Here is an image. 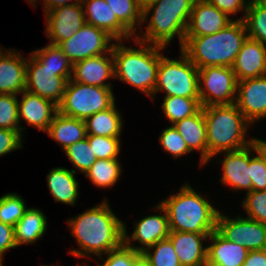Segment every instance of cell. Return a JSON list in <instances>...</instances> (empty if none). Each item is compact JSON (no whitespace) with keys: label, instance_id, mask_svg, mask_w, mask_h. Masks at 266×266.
<instances>
[{"label":"cell","instance_id":"6da1fadb","mask_svg":"<svg viewBox=\"0 0 266 266\" xmlns=\"http://www.w3.org/2000/svg\"><path fill=\"white\" fill-rule=\"evenodd\" d=\"M72 236L79 249L69 254L76 257H90L107 254L123 243V222L113 213L107 199L81 214L67 220Z\"/></svg>","mask_w":266,"mask_h":266},{"label":"cell","instance_id":"7a4b0ae2","mask_svg":"<svg viewBox=\"0 0 266 266\" xmlns=\"http://www.w3.org/2000/svg\"><path fill=\"white\" fill-rule=\"evenodd\" d=\"M247 37L244 20L236 19L217 33L185 36L180 49L198 69L207 66L232 67Z\"/></svg>","mask_w":266,"mask_h":266},{"label":"cell","instance_id":"3957f363","mask_svg":"<svg viewBox=\"0 0 266 266\" xmlns=\"http://www.w3.org/2000/svg\"><path fill=\"white\" fill-rule=\"evenodd\" d=\"M134 40L140 45L137 49L124 46L122 40L115 41L112 47L115 79L128 83L152 99L162 56L159 52L165 47Z\"/></svg>","mask_w":266,"mask_h":266},{"label":"cell","instance_id":"277c9868","mask_svg":"<svg viewBox=\"0 0 266 266\" xmlns=\"http://www.w3.org/2000/svg\"><path fill=\"white\" fill-rule=\"evenodd\" d=\"M203 114L206 123L208 161L220 152L243 149L256 139H246L247 125L250 123L235 104L203 107Z\"/></svg>","mask_w":266,"mask_h":266},{"label":"cell","instance_id":"5b68a950","mask_svg":"<svg viewBox=\"0 0 266 266\" xmlns=\"http://www.w3.org/2000/svg\"><path fill=\"white\" fill-rule=\"evenodd\" d=\"M165 209L170 230L193 233H212L216 230L219 210L189 184L179 193L159 202Z\"/></svg>","mask_w":266,"mask_h":266},{"label":"cell","instance_id":"8992f818","mask_svg":"<svg viewBox=\"0 0 266 266\" xmlns=\"http://www.w3.org/2000/svg\"><path fill=\"white\" fill-rule=\"evenodd\" d=\"M194 2L195 0H156L143 11L142 24L147 21L153 10L146 31L141 36L135 35L134 38L148 44L166 47L177 35L182 47Z\"/></svg>","mask_w":266,"mask_h":266},{"label":"cell","instance_id":"52a82bcc","mask_svg":"<svg viewBox=\"0 0 266 266\" xmlns=\"http://www.w3.org/2000/svg\"><path fill=\"white\" fill-rule=\"evenodd\" d=\"M179 59H170L162 55L158 65L156 92H165L166 96L199 98L198 68L180 50Z\"/></svg>","mask_w":266,"mask_h":266},{"label":"cell","instance_id":"ba28073f","mask_svg":"<svg viewBox=\"0 0 266 266\" xmlns=\"http://www.w3.org/2000/svg\"><path fill=\"white\" fill-rule=\"evenodd\" d=\"M114 104L112 88L86 85L69 79L58 112L85 120L95 113L109 109Z\"/></svg>","mask_w":266,"mask_h":266},{"label":"cell","instance_id":"9c48e42d","mask_svg":"<svg viewBox=\"0 0 266 266\" xmlns=\"http://www.w3.org/2000/svg\"><path fill=\"white\" fill-rule=\"evenodd\" d=\"M198 72L201 107L235 104L238 81L232 67L207 66Z\"/></svg>","mask_w":266,"mask_h":266},{"label":"cell","instance_id":"30bf717a","mask_svg":"<svg viewBox=\"0 0 266 266\" xmlns=\"http://www.w3.org/2000/svg\"><path fill=\"white\" fill-rule=\"evenodd\" d=\"M111 41L116 40L106 31L86 23L71 38L57 46L74 65L83 59L109 53L114 45Z\"/></svg>","mask_w":266,"mask_h":266},{"label":"cell","instance_id":"8fae6325","mask_svg":"<svg viewBox=\"0 0 266 266\" xmlns=\"http://www.w3.org/2000/svg\"><path fill=\"white\" fill-rule=\"evenodd\" d=\"M216 231L226 240L243 245L249 251L266 249V224L248 217L237 215L231 219L219 211Z\"/></svg>","mask_w":266,"mask_h":266},{"label":"cell","instance_id":"7c38bea8","mask_svg":"<svg viewBox=\"0 0 266 266\" xmlns=\"http://www.w3.org/2000/svg\"><path fill=\"white\" fill-rule=\"evenodd\" d=\"M67 82L66 78L57 75V70L44 68L31 54L27 58L25 90L59 106Z\"/></svg>","mask_w":266,"mask_h":266},{"label":"cell","instance_id":"4fadbf2b","mask_svg":"<svg viewBox=\"0 0 266 266\" xmlns=\"http://www.w3.org/2000/svg\"><path fill=\"white\" fill-rule=\"evenodd\" d=\"M45 16V34L51 40L50 44L54 45L71 38L86 24L81 1L54 8L46 12Z\"/></svg>","mask_w":266,"mask_h":266},{"label":"cell","instance_id":"5bb4252c","mask_svg":"<svg viewBox=\"0 0 266 266\" xmlns=\"http://www.w3.org/2000/svg\"><path fill=\"white\" fill-rule=\"evenodd\" d=\"M163 212L161 215H149L135 222V230L131 237L126 231V224L123 223V243L136 252L143 253L149 247H152L160 240L167 239L170 234V226L167 213L164 207L159 203L155 207ZM138 241L141 246L135 247L132 242ZM132 241V242H131Z\"/></svg>","mask_w":266,"mask_h":266},{"label":"cell","instance_id":"9a60e30c","mask_svg":"<svg viewBox=\"0 0 266 266\" xmlns=\"http://www.w3.org/2000/svg\"><path fill=\"white\" fill-rule=\"evenodd\" d=\"M235 105L250 124L266 118V75L238 81Z\"/></svg>","mask_w":266,"mask_h":266},{"label":"cell","instance_id":"2e32d148","mask_svg":"<svg viewBox=\"0 0 266 266\" xmlns=\"http://www.w3.org/2000/svg\"><path fill=\"white\" fill-rule=\"evenodd\" d=\"M233 21L208 0H195L185 36H205L217 33Z\"/></svg>","mask_w":266,"mask_h":266},{"label":"cell","instance_id":"e0dca14e","mask_svg":"<svg viewBox=\"0 0 266 266\" xmlns=\"http://www.w3.org/2000/svg\"><path fill=\"white\" fill-rule=\"evenodd\" d=\"M110 78H115L112 50L107 55L83 59L72 68L71 80L82 84L113 88L111 83H105Z\"/></svg>","mask_w":266,"mask_h":266},{"label":"cell","instance_id":"ac0fdd59","mask_svg":"<svg viewBox=\"0 0 266 266\" xmlns=\"http://www.w3.org/2000/svg\"><path fill=\"white\" fill-rule=\"evenodd\" d=\"M210 234L170 231L168 239L182 266H206L207 246L202 242L207 241Z\"/></svg>","mask_w":266,"mask_h":266},{"label":"cell","instance_id":"d6986e66","mask_svg":"<svg viewBox=\"0 0 266 266\" xmlns=\"http://www.w3.org/2000/svg\"><path fill=\"white\" fill-rule=\"evenodd\" d=\"M86 23L106 31L116 41L129 40L134 35L116 18L105 0H80Z\"/></svg>","mask_w":266,"mask_h":266},{"label":"cell","instance_id":"ffe728a7","mask_svg":"<svg viewBox=\"0 0 266 266\" xmlns=\"http://www.w3.org/2000/svg\"><path fill=\"white\" fill-rule=\"evenodd\" d=\"M237 81L266 75V45L247 37L232 65Z\"/></svg>","mask_w":266,"mask_h":266},{"label":"cell","instance_id":"44dd1931","mask_svg":"<svg viewBox=\"0 0 266 266\" xmlns=\"http://www.w3.org/2000/svg\"><path fill=\"white\" fill-rule=\"evenodd\" d=\"M20 94H22V99L21 101L18 100L19 124H21L20 119L23 118L28 125L47 132L50 123L58 112V106L27 90Z\"/></svg>","mask_w":266,"mask_h":266},{"label":"cell","instance_id":"7402d4cb","mask_svg":"<svg viewBox=\"0 0 266 266\" xmlns=\"http://www.w3.org/2000/svg\"><path fill=\"white\" fill-rule=\"evenodd\" d=\"M224 159L219 160L222 163V177L220 181L224 185H230L233 190L245 189L252 191V180L250 178L249 168V146L236 150L223 152Z\"/></svg>","mask_w":266,"mask_h":266},{"label":"cell","instance_id":"603a6c76","mask_svg":"<svg viewBox=\"0 0 266 266\" xmlns=\"http://www.w3.org/2000/svg\"><path fill=\"white\" fill-rule=\"evenodd\" d=\"M10 49L0 59V94H20L26 86L27 59Z\"/></svg>","mask_w":266,"mask_h":266},{"label":"cell","instance_id":"cb8c5ba5","mask_svg":"<svg viewBox=\"0 0 266 266\" xmlns=\"http://www.w3.org/2000/svg\"><path fill=\"white\" fill-rule=\"evenodd\" d=\"M212 244L207 246L206 266H242L249 250L243 245L228 241L216 230L209 235Z\"/></svg>","mask_w":266,"mask_h":266},{"label":"cell","instance_id":"d4e9b609","mask_svg":"<svg viewBox=\"0 0 266 266\" xmlns=\"http://www.w3.org/2000/svg\"><path fill=\"white\" fill-rule=\"evenodd\" d=\"M172 125L182 136L191 152L200 151V165L208 164L206 123L203 107L193 116L179 120Z\"/></svg>","mask_w":266,"mask_h":266},{"label":"cell","instance_id":"484cf974","mask_svg":"<svg viewBox=\"0 0 266 266\" xmlns=\"http://www.w3.org/2000/svg\"><path fill=\"white\" fill-rule=\"evenodd\" d=\"M48 136L62 145L65 151L70 145L84 140L87 136L84 120L57 112L47 130Z\"/></svg>","mask_w":266,"mask_h":266},{"label":"cell","instance_id":"4316f807","mask_svg":"<svg viewBox=\"0 0 266 266\" xmlns=\"http://www.w3.org/2000/svg\"><path fill=\"white\" fill-rule=\"evenodd\" d=\"M77 172L72 169L56 167L51 169L47 175V184L55 202L75 205L79 191V183L75 179Z\"/></svg>","mask_w":266,"mask_h":266},{"label":"cell","instance_id":"83f0119b","mask_svg":"<svg viewBox=\"0 0 266 266\" xmlns=\"http://www.w3.org/2000/svg\"><path fill=\"white\" fill-rule=\"evenodd\" d=\"M46 229L47 218L43 212L37 208H28L14 226L16 247L38 241Z\"/></svg>","mask_w":266,"mask_h":266},{"label":"cell","instance_id":"f1b7e54d","mask_svg":"<svg viewBox=\"0 0 266 266\" xmlns=\"http://www.w3.org/2000/svg\"><path fill=\"white\" fill-rule=\"evenodd\" d=\"M123 118L115 104L107 110L98 112L84 120L87 135L120 138Z\"/></svg>","mask_w":266,"mask_h":266},{"label":"cell","instance_id":"f546056e","mask_svg":"<svg viewBox=\"0 0 266 266\" xmlns=\"http://www.w3.org/2000/svg\"><path fill=\"white\" fill-rule=\"evenodd\" d=\"M31 55L44 68L57 70L58 76L71 79L73 64L57 45L48 43L42 49L32 51Z\"/></svg>","mask_w":266,"mask_h":266},{"label":"cell","instance_id":"4dcf8cb0","mask_svg":"<svg viewBox=\"0 0 266 266\" xmlns=\"http://www.w3.org/2000/svg\"><path fill=\"white\" fill-rule=\"evenodd\" d=\"M244 20L248 37L266 45V0H249Z\"/></svg>","mask_w":266,"mask_h":266},{"label":"cell","instance_id":"1f68e13d","mask_svg":"<svg viewBox=\"0 0 266 266\" xmlns=\"http://www.w3.org/2000/svg\"><path fill=\"white\" fill-rule=\"evenodd\" d=\"M99 188H108L116 184L121 176L119 159H97L85 174Z\"/></svg>","mask_w":266,"mask_h":266},{"label":"cell","instance_id":"d6a6232c","mask_svg":"<svg viewBox=\"0 0 266 266\" xmlns=\"http://www.w3.org/2000/svg\"><path fill=\"white\" fill-rule=\"evenodd\" d=\"M162 109L169 122H175L196 114L202 107L200 98L164 96Z\"/></svg>","mask_w":266,"mask_h":266},{"label":"cell","instance_id":"836d02e7","mask_svg":"<svg viewBox=\"0 0 266 266\" xmlns=\"http://www.w3.org/2000/svg\"><path fill=\"white\" fill-rule=\"evenodd\" d=\"M116 18L135 36L136 25L142 26L143 11L136 0H105Z\"/></svg>","mask_w":266,"mask_h":266},{"label":"cell","instance_id":"e575fe53","mask_svg":"<svg viewBox=\"0 0 266 266\" xmlns=\"http://www.w3.org/2000/svg\"><path fill=\"white\" fill-rule=\"evenodd\" d=\"M152 249L154 250L152 251ZM141 254L147 266H182L172 242L168 238L158 241Z\"/></svg>","mask_w":266,"mask_h":266},{"label":"cell","instance_id":"d590c367","mask_svg":"<svg viewBox=\"0 0 266 266\" xmlns=\"http://www.w3.org/2000/svg\"><path fill=\"white\" fill-rule=\"evenodd\" d=\"M27 209L24 199L16 193H8L0 197V221L4 224L14 227Z\"/></svg>","mask_w":266,"mask_h":266},{"label":"cell","instance_id":"8d00e7d4","mask_svg":"<svg viewBox=\"0 0 266 266\" xmlns=\"http://www.w3.org/2000/svg\"><path fill=\"white\" fill-rule=\"evenodd\" d=\"M256 156L251 157V152ZM249 168L253 191L266 190V156L259 150V139L249 145Z\"/></svg>","mask_w":266,"mask_h":266},{"label":"cell","instance_id":"74e56055","mask_svg":"<svg viewBox=\"0 0 266 266\" xmlns=\"http://www.w3.org/2000/svg\"><path fill=\"white\" fill-rule=\"evenodd\" d=\"M18 95L0 94V128L24 131L19 124Z\"/></svg>","mask_w":266,"mask_h":266},{"label":"cell","instance_id":"f35d334b","mask_svg":"<svg viewBox=\"0 0 266 266\" xmlns=\"http://www.w3.org/2000/svg\"><path fill=\"white\" fill-rule=\"evenodd\" d=\"M106 255L104 263L98 266H147L143 255L124 243Z\"/></svg>","mask_w":266,"mask_h":266},{"label":"cell","instance_id":"ab89813d","mask_svg":"<svg viewBox=\"0 0 266 266\" xmlns=\"http://www.w3.org/2000/svg\"><path fill=\"white\" fill-rule=\"evenodd\" d=\"M64 152L74 167L84 174L97 160L87 138L70 145Z\"/></svg>","mask_w":266,"mask_h":266},{"label":"cell","instance_id":"60d3db41","mask_svg":"<svg viewBox=\"0 0 266 266\" xmlns=\"http://www.w3.org/2000/svg\"><path fill=\"white\" fill-rule=\"evenodd\" d=\"M86 138L97 159H118L120 138L98 135H87Z\"/></svg>","mask_w":266,"mask_h":266},{"label":"cell","instance_id":"b9f144b4","mask_svg":"<svg viewBox=\"0 0 266 266\" xmlns=\"http://www.w3.org/2000/svg\"><path fill=\"white\" fill-rule=\"evenodd\" d=\"M242 205L246 217L266 224V190L246 193Z\"/></svg>","mask_w":266,"mask_h":266},{"label":"cell","instance_id":"7bdbcfd3","mask_svg":"<svg viewBox=\"0 0 266 266\" xmlns=\"http://www.w3.org/2000/svg\"><path fill=\"white\" fill-rule=\"evenodd\" d=\"M159 141L163 149L171 153L173 158H178L191 152L173 125L163 129L161 135H159Z\"/></svg>","mask_w":266,"mask_h":266},{"label":"cell","instance_id":"ee69618b","mask_svg":"<svg viewBox=\"0 0 266 266\" xmlns=\"http://www.w3.org/2000/svg\"><path fill=\"white\" fill-rule=\"evenodd\" d=\"M21 131L0 128V156L23 147Z\"/></svg>","mask_w":266,"mask_h":266},{"label":"cell","instance_id":"f6af8a7d","mask_svg":"<svg viewBox=\"0 0 266 266\" xmlns=\"http://www.w3.org/2000/svg\"><path fill=\"white\" fill-rule=\"evenodd\" d=\"M218 10L226 13L228 16L237 14L244 10L246 13L249 0H208Z\"/></svg>","mask_w":266,"mask_h":266},{"label":"cell","instance_id":"bcb514c9","mask_svg":"<svg viewBox=\"0 0 266 266\" xmlns=\"http://www.w3.org/2000/svg\"><path fill=\"white\" fill-rule=\"evenodd\" d=\"M14 227L0 221V265H3V255L9 249L15 248Z\"/></svg>","mask_w":266,"mask_h":266},{"label":"cell","instance_id":"7dc6e473","mask_svg":"<svg viewBox=\"0 0 266 266\" xmlns=\"http://www.w3.org/2000/svg\"><path fill=\"white\" fill-rule=\"evenodd\" d=\"M242 266H266V249L249 251Z\"/></svg>","mask_w":266,"mask_h":266},{"label":"cell","instance_id":"c3c4849f","mask_svg":"<svg viewBox=\"0 0 266 266\" xmlns=\"http://www.w3.org/2000/svg\"><path fill=\"white\" fill-rule=\"evenodd\" d=\"M73 1L74 2H78L80 0H43V2H44V5H43L44 11L46 13L48 11H51L54 8L72 4V3H74Z\"/></svg>","mask_w":266,"mask_h":266},{"label":"cell","instance_id":"681fc988","mask_svg":"<svg viewBox=\"0 0 266 266\" xmlns=\"http://www.w3.org/2000/svg\"><path fill=\"white\" fill-rule=\"evenodd\" d=\"M156 0H136L138 7L144 11L146 8L151 6Z\"/></svg>","mask_w":266,"mask_h":266},{"label":"cell","instance_id":"f907efd6","mask_svg":"<svg viewBox=\"0 0 266 266\" xmlns=\"http://www.w3.org/2000/svg\"><path fill=\"white\" fill-rule=\"evenodd\" d=\"M259 150L266 156V141L259 139Z\"/></svg>","mask_w":266,"mask_h":266},{"label":"cell","instance_id":"816d5d0a","mask_svg":"<svg viewBox=\"0 0 266 266\" xmlns=\"http://www.w3.org/2000/svg\"><path fill=\"white\" fill-rule=\"evenodd\" d=\"M2 48H0V59L2 58V57H4V55L9 51L8 49H5L4 51H3V53H2V50H1Z\"/></svg>","mask_w":266,"mask_h":266},{"label":"cell","instance_id":"f5cc1de1","mask_svg":"<svg viewBox=\"0 0 266 266\" xmlns=\"http://www.w3.org/2000/svg\"><path fill=\"white\" fill-rule=\"evenodd\" d=\"M26 1H28V3H30V4H33L34 7H36V6H37L36 3H37V1H39V0H26Z\"/></svg>","mask_w":266,"mask_h":266}]
</instances>
